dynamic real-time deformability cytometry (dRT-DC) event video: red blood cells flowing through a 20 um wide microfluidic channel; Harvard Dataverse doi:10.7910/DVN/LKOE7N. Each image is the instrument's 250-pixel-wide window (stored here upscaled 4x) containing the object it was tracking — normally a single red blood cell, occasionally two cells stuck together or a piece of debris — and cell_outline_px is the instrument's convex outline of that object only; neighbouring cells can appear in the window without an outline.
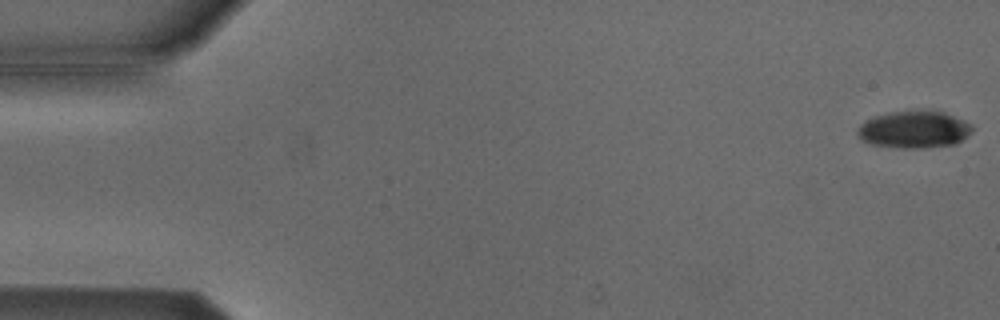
{"species": "Egyptian fruit bat (a non-hibernating species)", "species_latin": "Rousettus aegyptiacus", "temperature_condition": "cold", "stored_images_in_passage": 5, "camera_frame_rate_fps": 3000, "um_per_image_px": 0.085, "animal": {"sex": "male"}, "frame": {"image": 1, "passage_image": 1, "time_ms": 0.0, "image_size_px": [1000, 320], "cell_outline_px": [[972, 132], [968, 136], [956, 144], [920, 148], [904, 148], [872, 144], [860, 140], [856, 132], [860, 124], [876, 116], [892, 112], [944, 112], [964, 120], [972, 124]], "centroid_in_image_um": [77.72, 11.03], "position_along_channel_um": 7.3, "area_um2": 24.45}}